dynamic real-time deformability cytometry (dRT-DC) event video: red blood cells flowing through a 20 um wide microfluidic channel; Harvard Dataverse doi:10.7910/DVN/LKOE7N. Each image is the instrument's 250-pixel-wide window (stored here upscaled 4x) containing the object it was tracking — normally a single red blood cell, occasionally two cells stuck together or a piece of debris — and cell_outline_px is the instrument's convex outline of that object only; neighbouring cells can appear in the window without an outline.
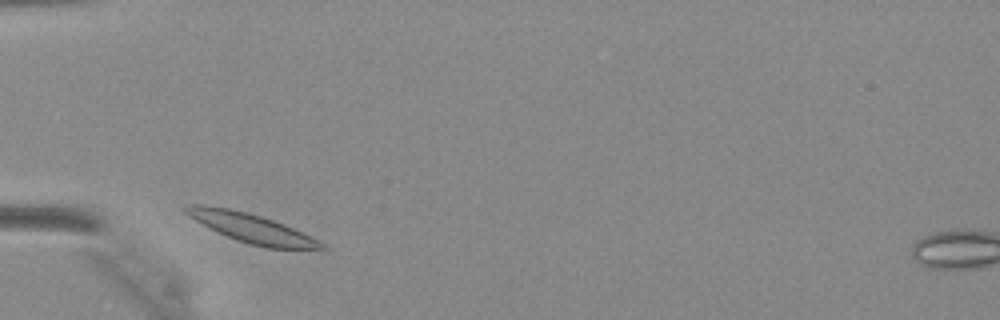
{"species": "Egyptian fruit bat (a non-hibernating species)", "species_latin": "Rousettus aegyptiacus", "temperature_condition": "warm", "stored_images_in_passage": 28, "camera_frame_rate_fps": 3000, "um_per_image_px": 0.085, "animal": {"sex": "female"}, "frame": {"image": 1, "passage_image": 1, "time_ms": 0.0, "image_size_px": [1000, 320], "cell_outline_px": [[328, 248], [268, 248], [236, 240], [188, 216], [180, 208], [184, 204], [204, 204], [232, 208], [248, 212], [284, 224], [320, 240]], "centroid_in_image_um": [21.31, 19.34], "position_along_channel_um": 63.7, "area_um2": 22.72}}
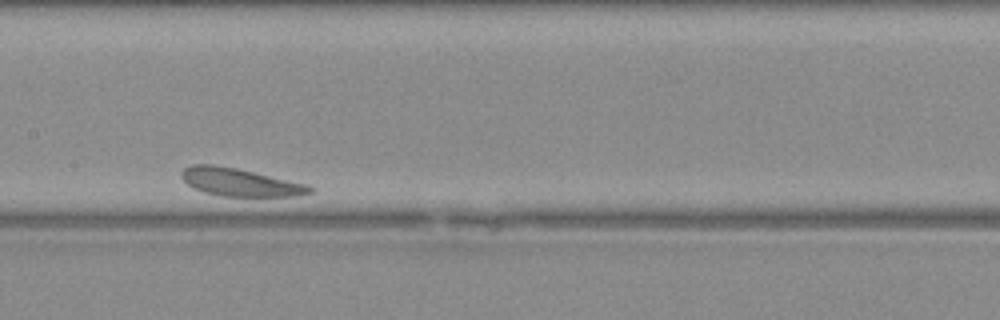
{"frame": {"image": 2, "passage_image": 12, "time_ms": 3.667, "image_size_px": [1000, 320], "cell_outline_px": [[316, 192], [300, 196], [220, 196], [204, 192], [192, 188], [180, 176], [180, 172], [184, 168], [192, 164], [212, 164], [236, 168], [308, 184], [316, 188]], "centroid_in_image_um": [20.44, 15.49], "position_along_channel_um": 187.0, "area_um2": 21.1}}
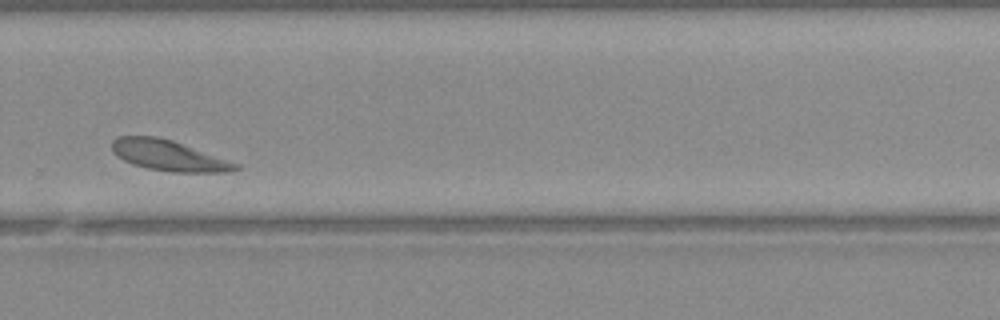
{"frame": {"image": 3, "passage_image": 23, "time_ms": 7.333, "image_size_px": [1000, 320], "cell_outline_px": [[240, 168], [228, 172], [172, 172], [148, 168], [132, 164], [116, 156], [112, 152], [112, 140], [116, 136], [156, 136], [172, 140], [240, 164]], "centroid_in_image_um": [14.31, 13.21], "position_along_channel_um": 315.5, "area_um2": 22.02}}